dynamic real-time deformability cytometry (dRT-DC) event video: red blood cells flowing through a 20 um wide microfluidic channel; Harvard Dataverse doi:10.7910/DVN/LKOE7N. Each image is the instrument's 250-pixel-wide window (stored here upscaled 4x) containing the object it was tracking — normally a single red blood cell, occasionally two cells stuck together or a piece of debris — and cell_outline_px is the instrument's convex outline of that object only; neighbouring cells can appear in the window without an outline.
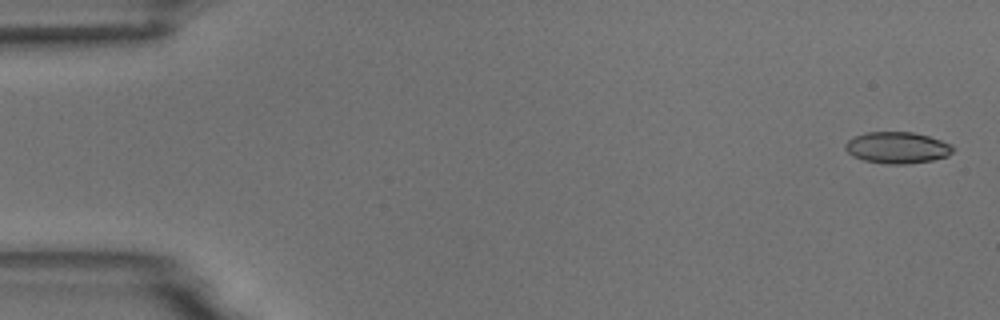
{"species": "common noctule bat (a hibernating species)", "species_latin": "Nyctalus noctula", "temperature_condition": "room temperature", "stored_images_in_passage": 5, "camera_frame_rate_fps": 3000, "um_per_image_px": 0.085, "animal": {"sex": "male", "body_mass_g": 18.8}, "frame": {"image": 1, "passage_image": 1, "time_ms": 0.0, "image_size_px": [1000, 320], "cell_outline_px": [[952, 152], [948, 156], [932, 160], [908, 164], [888, 164], [864, 160], [852, 156], [844, 148], [844, 144], [852, 136], [864, 132], [912, 132], [928, 136], [952, 144]], "centroid_in_image_um": [76.22, 12.54], "position_along_channel_um": 8.8, "area_um2": 19.83}}
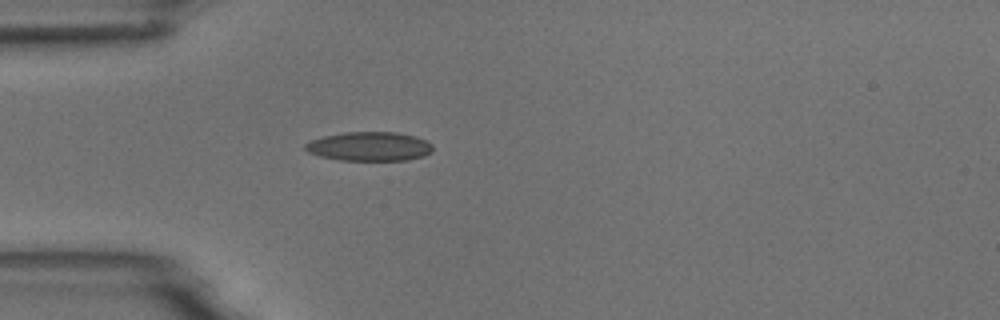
{"frame": {"image": 2, "passage_image": 5, "time_ms": 4.667, "image_size_px": [1000, 320], "cell_outline_px": [[432, 152], [424, 156], [408, 160], [340, 160], [320, 156], [308, 152], [304, 148], [304, 144], [312, 140], [324, 136], [344, 132], [396, 132], [416, 136], [432, 144]], "centroid_in_image_um": [31.41, 12.44], "position_along_channel_um": 53.6, "area_um2": 21.62}}